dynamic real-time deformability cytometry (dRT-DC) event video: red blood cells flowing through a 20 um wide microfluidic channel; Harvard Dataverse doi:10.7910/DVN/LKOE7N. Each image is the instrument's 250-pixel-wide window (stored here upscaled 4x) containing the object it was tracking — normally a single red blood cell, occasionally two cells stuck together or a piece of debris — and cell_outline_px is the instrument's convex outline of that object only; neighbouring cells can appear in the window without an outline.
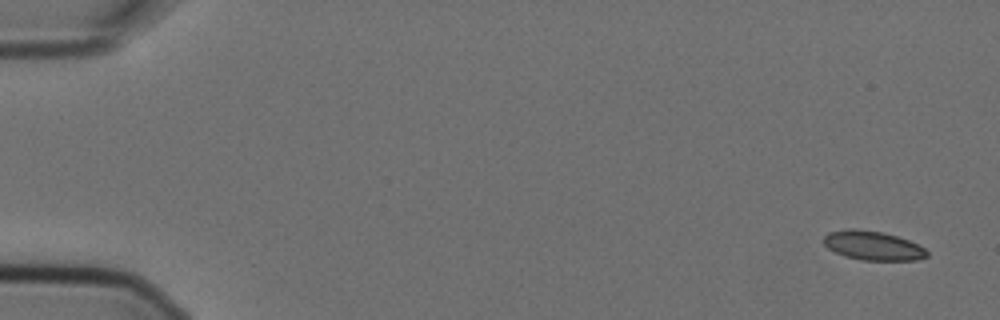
{"species": "Egyptian fruit bat (a non-hibernating species)", "species_latin": "Rousettus aegyptiacus", "temperature_condition": "cold", "stored_images_in_passage": 5, "camera_frame_rate_fps": 3000, "um_per_image_px": 0.085, "animal": {"sex": "female"}, "frame": {"image": 1, "passage_image": 1, "time_ms": 0.0, "image_size_px": [1000, 320], "cell_outline_px": [[928, 256], [916, 260], [860, 260], [844, 256], [828, 248], [824, 244], [824, 236], [828, 232], [848, 228], [856, 228], [884, 232], [908, 240], [924, 248], [928, 252]], "centroid_in_image_um": [74.17, 20.87], "position_along_channel_um": 10.8, "area_um2": 17.57}}